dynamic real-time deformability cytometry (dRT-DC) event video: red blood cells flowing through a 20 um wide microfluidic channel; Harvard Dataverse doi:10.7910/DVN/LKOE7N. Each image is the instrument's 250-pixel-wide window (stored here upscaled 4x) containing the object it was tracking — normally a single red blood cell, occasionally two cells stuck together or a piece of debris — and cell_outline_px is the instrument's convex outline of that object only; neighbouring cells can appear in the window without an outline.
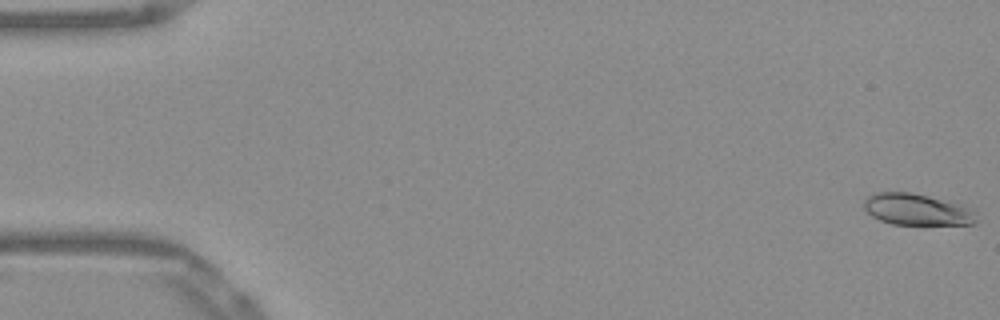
{"species": "Egyptian fruit bat (a non-hibernating species)", "species_latin": "Rousettus aegyptiacus", "temperature_condition": "warm", "stored_images_in_passage": 53, "camera_frame_rate_fps": 3000, "um_per_image_px": 0.085, "frame": {"image": 1, "passage_image": 1, "time_ms": 0.0, "image_size_px": [1000, 320], "cell_outline_px": [[976, 224], [892, 224], [880, 220], [872, 216], [864, 208], [864, 200], [872, 192], [912, 192], [960, 204], [972, 208], [976, 212]], "centroid_in_image_um": [77.94, 17.8], "position_along_channel_um": 7.1, "area_um2": 20.63}}
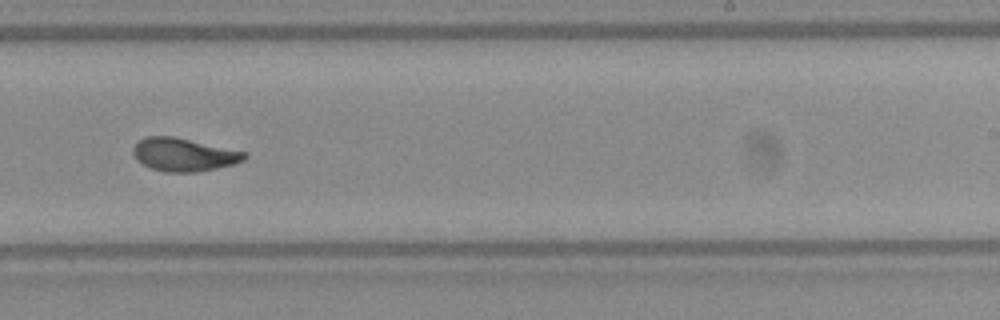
{"frame": {"image": 2, "passage_image": 33, "time_ms": 10.667, "image_size_px": [1000, 320], "cell_outline_px": [[248, 156], [244, 160], [232, 164], [200, 172], [164, 172], [152, 168], [136, 160], [132, 152], [132, 148], [144, 136], [172, 136], [248, 152]], "centroid_in_image_um": [15.62, 13.14], "position_along_channel_um": 273.4, "area_um2": 21.5}}
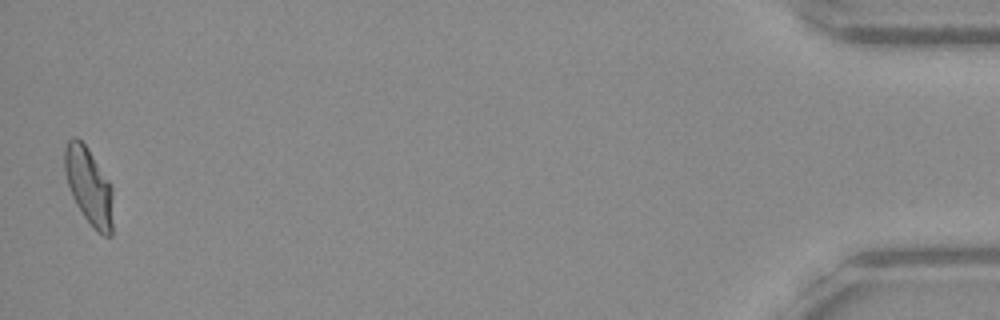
{"frame": {"image": 3, "passage_image": 52, "time_ms": 17.0, "image_size_px": [1000, 320], "cell_outline_px": [[112, 236], [104, 236], [96, 232], [92, 228], [76, 204], [72, 196], [64, 172], [64, 148], [68, 140], [72, 136], [76, 136], [88, 148], [112, 184]], "centroid_in_image_um": [7.56, 15.82], "position_along_channel_um": 427.6, "area_um2": 22.02}, "authors_computed_cell_mechanics": {"area_um2": 21.2126, "velocity_mm_per_s": 3.8875, "shape_relaxation_time_tau1_ms": 6.9645, "shape_relaxation_time_tau2_ms": 1.54, "deformation_change_tau1": 0.1955, "deformation_change_tau2": 0.07}}